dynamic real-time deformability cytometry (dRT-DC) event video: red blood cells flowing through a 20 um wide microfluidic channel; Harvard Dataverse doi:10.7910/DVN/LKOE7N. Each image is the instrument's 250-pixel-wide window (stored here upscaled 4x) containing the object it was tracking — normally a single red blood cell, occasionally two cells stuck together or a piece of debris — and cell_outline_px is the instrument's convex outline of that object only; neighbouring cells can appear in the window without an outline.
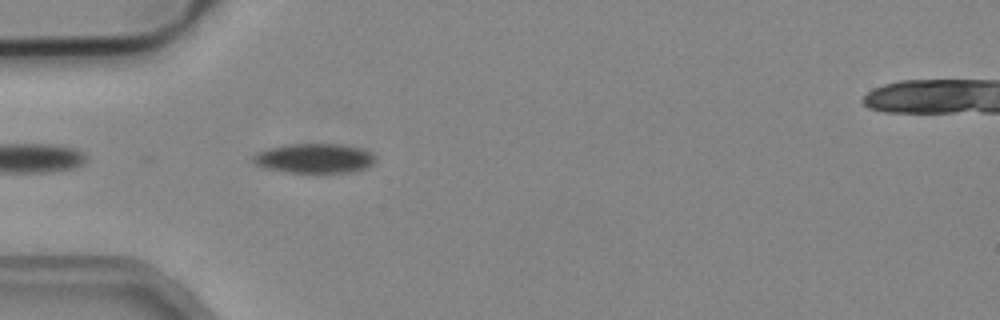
{"species": "common noctule bat (a hibernating species)", "species_latin": "Nyctalus noctula", "temperature_condition": "cold", "stored_images_in_passage": 3, "camera_frame_rate_fps": 3000, "um_per_image_px": 0.085, "animal": {"sex": "male", "body_mass_g": 19.2, "forearm_length_mm": 51.8}, "frame": {"image": 1, "passage_image": 3, "time_ms": 0.667, "image_size_px": [1000, 320], "cell_outline_px": [[372, 164], [364, 168], [348, 172], [284, 172], [264, 168], [256, 164], [252, 160], [252, 156], [256, 152], [268, 148], [292, 144], [336, 144], [360, 148], [368, 152], [372, 156]], "centroid_in_image_um": [26.62, 13.46], "position_along_channel_um": 58.4, "area_um2": 20.63}}